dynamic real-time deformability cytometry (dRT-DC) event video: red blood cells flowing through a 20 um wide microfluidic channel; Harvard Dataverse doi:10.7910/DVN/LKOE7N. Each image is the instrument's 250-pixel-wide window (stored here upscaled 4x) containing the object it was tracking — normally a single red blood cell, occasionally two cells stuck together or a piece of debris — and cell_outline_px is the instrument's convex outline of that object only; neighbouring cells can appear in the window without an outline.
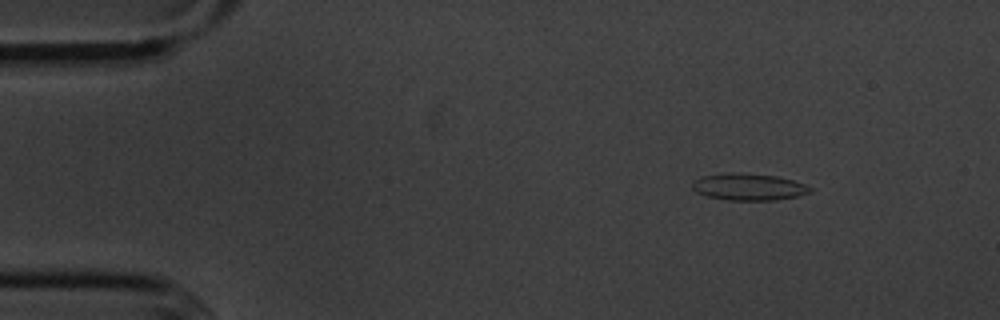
{"species": "common noctule bat (a hibernating species)", "species_latin": "Nyctalus noctula", "temperature_condition": "cold", "stored_images_in_passage": 6, "camera_frame_rate_fps": 3000, "um_per_image_px": 0.085, "animal": {"sex": "male", "body_mass_g": 20.1, "forearm_length_mm": 53.5}, "frame": {"image": 1, "passage_image": 2, "time_ms": 1.333, "image_size_px": [1000, 320], "cell_outline_px": [[812, 192], [796, 196], [776, 200], [724, 200], [708, 196], [696, 192], [692, 188], [692, 180], [700, 176], [728, 172], [740, 172], [776, 176], [792, 180], [804, 184], [812, 188]], "centroid_in_image_um": [63.59, 15.87], "position_along_channel_um": 21.4, "area_um2": 18.61}}
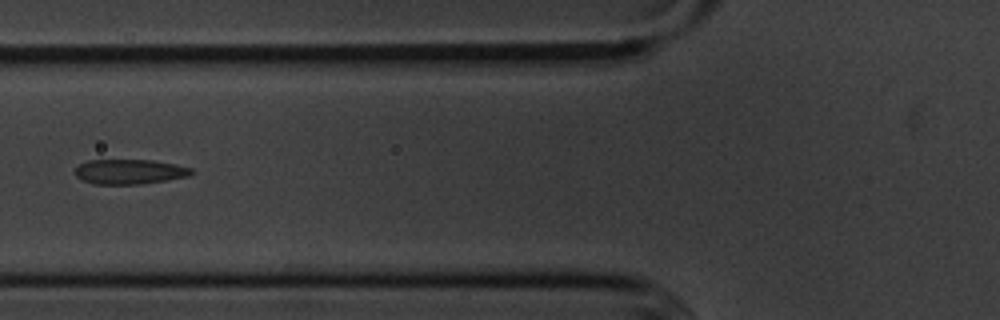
{"frame": {"image": 2, "passage_image": 6, "time_ms": 6.0, "image_size_px": [1000, 320], "cell_outline_px": [[192, 172], [188, 176], [168, 180], [140, 184], [92, 184], [80, 180], [76, 176], [76, 164], [88, 160], [152, 160], [176, 164], [192, 168]], "centroid_in_image_um": [10.97, 14.59], "position_along_channel_um": 114.8, "area_um2": 16.99}}